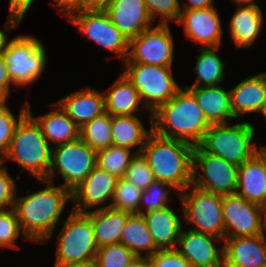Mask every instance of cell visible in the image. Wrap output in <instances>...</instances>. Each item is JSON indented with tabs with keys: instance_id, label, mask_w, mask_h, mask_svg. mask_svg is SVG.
<instances>
[{
	"instance_id": "obj_1",
	"label": "cell",
	"mask_w": 266,
	"mask_h": 267,
	"mask_svg": "<svg viewBox=\"0 0 266 267\" xmlns=\"http://www.w3.org/2000/svg\"><path fill=\"white\" fill-rule=\"evenodd\" d=\"M47 187L26 196H16L14 210L23 235L31 242L44 244L54 233L68 201H72L71 191L62 185H54L40 179Z\"/></svg>"
},
{
	"instance_id": "obj_2",
	"label": "cell",
	"mask_w": 266,
	"mask_h": 267,
	"mask_svg": "<svg viewBox=\"0 0 266 267\" xmlns=\"http://www.w3.org/2000/svg\"><path fill=\"white\" fill-rule=\"evenodd\" d=\"M183 88L152 113V130L160 136L198 146L211 124L193 93Z\"/></svg>"
},
{
	"instance_id": "obj_3",
	"label": "cell",
	"mask_w": 266,
	"mask_h": 267,
	"mask_svg": "<svg viewBox=\"0 0 266 267\" xmlns=\"http://www.w3.org/2000/svg\"><path fill=\"white\" fill-rule=\"evenodd\" d=\"M193 150L194 146L187 142L152 131L140 153L155 180L170 184L179 194L192 184Z\"/></svg>"
},
{
	"instance_id": "obj_4",
	"label": "cell",
	"mask_w": 266,
	"mask_h": 267,
	"mask_svg": "<svg viewBox=\"0 0 266 267\" xmlns=\"http://www.w3.org/2000/svg\"><path fill=\"white\" fill-rule=\"evenodd\" d=\"M29 106L28 101V112L17 124L8 152L1 161H14L37 179H46L51 166L52 147Z\"/></svg>"
},
{
	"instance_id": "obj_5",
	"label": "cell",
	"mask_w": 266,
	"mask_h": 267,
	"mask_svg": "<svg viewBox=\"0 0 266 267\" xmlns=\"http://www.w3.org/2000/svg\"><path fill=\"white\" fill-rule=\"evenodd\" d=\"M255 133V127L247 121L232 126L229 123L212 124L198 146L205 153L240 166L260 151L253 142Z\"/></svg>"
},
{
	"instance_id": "obj_6",
	"label": "cell",
	"mask_w": 266,
	"mask_h": 267,
	"mask_svg": "<svg viewBox=\"0 0 266 267\" xmlns=\"http://www.w3.org/2000/svg\"><path fill=\"white\" fill-rule=\"evenodd\" d=\"M56 241L54 267L85 265L94 262L98 247L91 218L71 209Z\"/></svg>"
},
{
	"instance_id": "obj_7",
	"label": "cell",
	"mask_w": 266,
	"mask_h": 267,
	"mask_svg": "<svg viewBox=\"0 0 266 267\" xmlns=\"http://www.w3.org/2000/svg\"><path fill=\"white\" fill-rule=\"evenodd\" d=\"M43 43L34 36L19 35L6 42L3 60L15 86H27L42 75L47 62Z\"/></svg>"
},
{
	"instance_id": "obj_8",
	"label": "cell",
	"mask_w": 266,
	"mask_h": 267,
	"mask_svg": "<svg viewBox=\"0 0 266 267\" xmlns=\"http://www.w3.org/2000/svg\"><path fill=\"white\" fill-rule=\"evenodd\" d=\"M123 74L138 90L143 108L153 113L181 88L173 78L172 67L125 63Z\"/></svg>"
},
{
	"instance_id": "obj_9",
	"label": "cell",
	"mask_w": 266,
	"mask_h": 267,
	"mask_svg": "<svg viewBox=\"0 0 266 267\" xmlns=\"http://www.w3.org/2000/svg\"><path fill=\"white\" fill-rule=\"evenodd\" d=\"M177 195L182 203L184 218L188 224L196 226L189 229L225 239L222 195L204 191L192 184Z\"/></svg>"
},
{
	"instance_id": "obj_10",
	"label": "cell",
	"mask_w": 266,
	"mask_h": 267,
	"mask_svg": "<svg viewBox=\"0 0 266 267\" xmlns=\"http://www.w3.org/2000/svg\"><path fill=\"white\" fill-rule=\"evenodd\" d=\"M97 166V152L80 137L76 140L52 147L51 166L46 180L53 182L60 174L63 187L74 190ZM57 172V173H56Z\"/></svg>"
},
{
	"instance_id": "obj_11",
	"label": "cell",
	"mask_w": 266,
	"mask_h": 267,
	"mask_svg": "<svg viewBox=\"0 0 266 267\" xmlns=\"http://www.w3.org/2000/svg\"><path fill=\"white\" fill-rule=\"evenodd\" d=\"M192 169V185L197 188L222 196L236 193L237 165L194 146ZM199 169L202 173H198Z\"/></svg>"
},
{
	"instance_id": "obj_12",
	"label": "cell",
	"mask_w": 266,
	"mask_h": 267,
	"mask_svg": "<svg viewBox=\"0 0 266 267\" xmlns=\"http://www.w3.org/2000/svg\"><path fill=\"white\" fill-rule=\"evenodd\" d=\"M67 19L79 28L81 34L117 54L124 62L129 54V40L111 22L105 10H79Z\"/></svg>"
},
{
	"instance_id": "obj_13",
	"label": "cell",
	"mask_w": 266,
	"mask_h": 267,
	"mask_svg": "<svg viewBox=\"0 0 266 267\" xmlns=\"http://www.w3.org/2000/svg\"><path fill=\"white\" fill-rule=\"evenodd\" d=\"M173 41L169 24H157L129 41V54L124 63L172 67Z\"/></svg>"
},
{
	"instance_id": "obj_14",
	"label": "cell",
	"mask_w": 266,
	"mask_h": 267,
	"mask_svg": "<svg viewBox=\"0 0 266 267\" xmlns=\"http://www.w3.org/2000/svg\"><path fill=\"white\" fill-rule=\"evenodd\" d=\"M225 238L254 236L263 233V207L237 193L223 195Z\"/></svg>"
},
{
	"instance_id": "obj_15",
	"label": "cell",
	"mask_w": 266,
	"mask_h": 267,
	"mask_svg": "<svg viewBox=\"0 0 266 267\" xmlns=\"http://www.w3.org/2000/svg\"><path fill=\"white\" fill-rule=\"evenodd\" d=\"M117 180L116 176L96 166L85 180L71 191L74 206L72 210L86 213L88 208H94V206H101V209L111 207ZM110 200L111 203L105 205Z\"/></svg>"
},
{
	"instance_id": "obj_16",
	"label": "cell",
	"mask_w": 266,
	"mask_h": 267,
	"mask_svg": "<svg viewBox=\"0 0 266 267\" xmlns=\"http://www.w3.org/2000/svg\"><path fill=\"white\" fill-rule=\"evenodd\" d=\"M221 240L223 241L216 236L189 228L187 231L182 229L175 249L194 267H223L224 248H216L215 245V242Z\"/></svg>"
},
{
	"instance_id": "obj_17",
	"label": "cell",
	"mask_w": 266,
	"mask_h": 267,
	"mask_svg": "<svg viewBox=\"0 0 266 267\" xmlns=\"http://www.w3.org/2000/svg\"><path fill=\"white\" fill-rule=\"evenodd\" d=\"M216 8L201 10H181L178 24H183L186 37L204 45L215 47L221 43L223 29L221 19Z\"/></svg>"
},
{
	"instance_id": "obj_18",
	"label": "cell",
	"mask_w": 266,
	"mask_h": 267,
	"mask_svg": "<svg viewBox=\"0 0 266 267\" xmlns=\"http://www.w3.org/2000/svg\"><path fill=\"white\" fill-rule=\"evenodd\" d=\"M223 242V267H266L264 233L225 238Z\"/></svg>"
},
{
	"instance_id": "obj_19",
	"label": "cell",
	"mask_w": 266,
	"mask_h": 267,
	"mask_svg": "<svg viewBox=\"0 0 266 267\" xmlns=\"http://www.w3.org/2000/svg\"><path fill=\"white\" fill-rule=\"evenodd\" d=\"M105 11L129 41L152 27L144 0H112Z\"/></svg>"
},
{
	"instance_id": "obj_20",
	"label": "cell",
	"mask_w": 266,
	"mask_h": 267,
	"mask_svg": "<svg viewBox=\"0 0 266 267\" xmlns=\"http://www.w3.org/2000/svg\"><path fill=\"white\" fill-rule=\"evenodd\" d=\"M235 119L248 113H262L266 102V72L250 75L229 89Z\"/></svg>"
},
{
	"instance_id": "obj_21",
	"label": "cell",
	"mask_w": 266,
	"mask_h": 267,
	"mask_svg": "<svg viewBox=\"0 0 266 267\" xmlns=\"http://www.w3.org/2000/svg\"><path fill=\"white\" fill-rule=\"evenodd\" d=\"M236 193L249 202L266 206V157L261 151L238 166Z\"/></svg>"
},
{
	"instance_id": "obj_22",
	"label": "cell",
	"mask_w": 266,
	"mask_h": 267,
	"mask_svg": "<svg viewBox=\"0 0 266 267\" xmlns=\"http://www.w3.org/2000/svg\"><path fill=\"white\" fill-rule=\"evenodd\" d=\"M56 103L79 128L105 112L103 92L90 86L72 92Z\"/></svg>"
},
{
	"instance_id": "obj_23",
	"label": "cell",
	"mask_w": 266,
	"mask_h": 267,
	"mask_svg": "<svg viewBox=\"0 0 266 267\" xmlns=\"http://www.w3.org/2000/svg\"><path fill=\"white\" fill-rule=\"evenodd\" d=\"M236 7L229 22L230 37L237 48L250 47L262 31V10L256 3L237 4Z\"/></svg>"
},
{
	"instance_id": "obj_24",
	"label": "cell",
	"mask_w": 266,
	"mask_h": 267,
	"mask_svg": "<svg viewBox=\"0 0 266 267\" xmlns=\"http://www.w3.org/2000/svg\"><path fill=\"white\" fill-rule=\"evenodd\" d=\"M194 95L207 121L212 124H228L235 119L231 110L230 91L222 86L186 87Z\"/></svg>"
},
{
	"instance_id": "obj_25",
	"label": "cell",
	"mask_w": 266,
	"mask_h": 267,
	"mask_svg": "<svg viewBox=\"0 0 266 267\" xmlns=\"http://www.w3.org/2000/svg\"><path fill=\"white\" fill-rule=\"evenodd\" d=\"M159 249H175L183 229L180 217L170 206L143 214Z\"/></svg>"
},
{
	"instance_id": "obj_26",
	"label": "cell",
	"mask_w": 266,
	"mask_h": 267,
	"mask_svg": "<svg viewBox=\"0 0 266 267\" xmlns=\"http://www.w3.org/2000/svg\"><path fill=\"white\" fill-rule=\"evenodd\" d=\"M86 214L91 218L97 247L120 243L121 234L130 213L108 208H97Z\"/></svg>"
},
{
	"instance_id": "obj_27",
	"label": "cell",
	"mask_w": 266,
	"mask_h": 267,
	"mask_svg": "<svg viewBox=\"0 0 266 267\" xmlns=\"http://www.w3.org/2000/svg\"><path fill=\"white\" fill-rule=\"evenodd\" d=\"M103 94L105 111L111 116L137 115L143 105L138 90L123 73Z\"/></svg>"
},
{
	"instance_id": "obj_28",
	"label": "cell",
	"mask_w": 266,
	"mask_h": 267,
	"mask_svg": "<svg viewBox=\"0 0 266 267\" xmlns=\"http://www.w3.org/2000/svg\"><path fill=\"white\" fill-rule=\"evenodd\" d=\"M150 129L146 130L138 115L111 116L112 144L132 149L138 146L140 153L152 130V113H149ZM140 145V146H139Z\"/></svg>"
},
{
	"instance_id": "obj_29",
	"label": "cell",
	"mask_w": 266,
	"mask_h": 267,
	"mask_svg": "<svg viewBox=\"0 0 266 267\" xmlns=\"http://www.w3.org/2000/svg\"><path fill=\"white\" fill-rule=\"evenodd\" d=\"M51 106L55 109L44 115L34 117L40 124L47 142L51 147H55L76 140L79 137V127L56 102L51 103ZM50 142L54 143L53 146Z\"/></svg>"
},
{
	"instance_id": "obj_30",
	"label": "cell",
	"mask_w": 266,
	"mask_h": 267,
	"mask_svg": "<svg viewBox=\"0 0 266 267\" xmlns=\"http://www.w3.org/2000/svg\"><path fill=\"white\" fill-rule=\"evenodd\" d=\"M120 243L124 244L138 257L148 258L159 250L149 232L146 220L141 214H131L128 217L121 234ZM141 251H145V255Z\"/></svg>"
},
{
	"instance_id": "obj_31",
	"label": "cell",
	"mask_w": 266,
	"mask_h": 267,
	"mask_svg": "<svg viewBox=\"0 0 266 267\" xmlns=\"http://www.w3.org/2000/svg\"><path fill=\"white\" fill-rule=\"evenodd\" d=\"M219 46L201 47L200 54L196 56V65L193 71L197 73V77L193 85H185L184 87H208L217 86L225 78V63L216 53Z\"/></svg>"
},
{
	"instance_id": "obj_32",
	"label": "cell",
	"mask_w": 266,
	"mask_h": 267,
	"mask_svg": "<svg viewBox=\"0 0 266 267\" xmlns=\"http://www.w3.org/2000/svg\"><path fill=\"white\" fill-rule=\"evenodd\" d=\"M79 137L96 152L112 145L111 115L106 111L79 128Z\"/></svg>"
},
{
	"instance_id": "obj_33",
	"label": "cell",
	"mask_w": 266,
	"mask_h": 267,
	"mask_svg": "<svg viewBox=\"0 0 266 267\" xmlns=\"http://www.w3.org/2000/svg\"><path fill=\"white\" fill-rule=\"evenodd\" d=\"M137 151L111 145L105 149L97 151V166L109 174L122 178L125 176L127 167Z\"/></svg>"
},
{
	"instance_id": "obj_34",
	"label": "cell",
	"mask_w": 266,
	"mask_h": 267,
	"mask_svg": "<svg viewBox=\"0 0 266 267\" xmlns=\"http://www.w3.org/2000/svg\"><path fill=\"white\" fill-rule=\"evenodd\" d=\"M142 190L124 177L118 178L111 207L130 214H139Z\"/></svg>"
},
{
	"instance_id": "obj_35",
	"label": "cell",
	"mask_w": 266,
	"mask_h": 267,
	"mask_svg": "<svg viewBox=\"0 0 266 267\" xmlns=\"http://www.w3.org/2000/svg\"><path fill=\"white\" fill-rule=\"evenodd\" d=\"M171 189L175 190V188L168 183L154 180L150 186L145 190H142L139 214L143 215L170 206L169 199L171 197H169V193L171 192Z\"/></svg>"
},
{
	"instance_id": "obj_36",
	"label": "cell",
	"mask_w": 266,
	"mask_h": 267,
	"mask_svg": "<svg viewBox=\"0 0 266 267\" xmlns=\"http://www.w3.org/2000/svg\"><path fill=\"white\" fill-rule=\"evenodd\" d=\"M18 119L12 114L6 100H0V160L6 155L20 119L28 112V101L21 107Z\"/></svg>"
},
{
	"instance_id": "obj_37",
	"label": "cell",
	"mask_w": 266,
	"mask_h": 267,
	"mask_svg": "<svg viewBox=\"0 0 266 267\" xmlns=\"http://www.w3.org/2000/svg\"><path fill=\"white\" fill-rule=\"evenodd\" d=\"M135 257L134 253L122 243L99 247L95 256L96 267H125Z\"/></svg>"
},
{
	"instance_id": "obj_38",
	"label": "cell",
	"mask_w": 266,
	"mask_h": 267,
	"mask_svg": "<svg viewBox=\"0 0 266 267\" xmlns=\"http://www.w3.org/2000/svg\"><path fill=\"white\" fill-rule=\"evenodd\" d=\"M20 234L28 240L20 229L14 208L0 210V246L19 249L16 240Z\"/></svg>"
},
{
	"instance_id": "obj_39",
	"label": "cell",
	"mask_w": 266,
	"mask_h": 267,
	"mask_svg": "<svg viewBox=\"0 0 266 267\" xmlns=\"http://www.w3.org/2000/svg\"><path fill=\"white\" fill-rule=\"evenodd\" d=\"M124 178L140 190H145L155 180L150 166L141 153H137L132 158Z\"/></svg>"
},
{
	"instance_id": "obj_40",
	"label": "cell",
	"mask_w": 266,
	"mask_h": 267,
	"mask_svg": "<svg viewBox=\"0 0 266 267\" xmlns=\"http://www.w3.org/2000/svg\"><path fill=\"white\" fill-rule=\"evenodd\" d=\"M144 3L152 21L159 15L161 18L158 24L168 25L172 20L177 23L181 13L179 0H144Z\"/></svg>"
},
{
	"instance_id": "obj_41",
	"label": "cell",
	"mask_w": 266,
	"mask_h": 267,
	"mask_svg": "<svg viewBox=\"0 0 266 267\" xmlns=\"http://www.w3.org/2000/svg\"><path fill=\"white\" fill-rule=\"evenodd\" d=\"M148 261L149 267H194L176 249H159Z\"/></svg>"
},
{
	"instance_id": "obj_42",
	"label": "cell",
	"mask_w": 266,
	"mask_h": 267,
	"mask_svg": "<svg viewBox=\"0 0 266 267\" xmlns=\"http://www.w3.org/2000/svg\"><path fill=\"white\" fill-rule=\"evenodd\" d=\"M4 163L0 161V210H7L14 207L17 194V186Z\"/></svg>"
},
{
	"instance_id": "obj_43",
	"label": "cell",
	"mask_w": 266,
	"mask_h": 267,
	"mask_svg": "<svg viewBox=\"0 0 266 267\" xmlns=\"http://www.w3.org/2000/svg\"><path fill=\"white\" fill-rule=\"evenodd\" d=\"M33 2L34 0H9V15L4 24L5 30L10 32L13 28L19 26Z\"/></svg>"
},
{
	"instance_id": "obj_44",
	"label": "cell",
	"mask_w": 266,
	"mask_h": 267,
	"mask_svg": "<svg viewBox=\"0 0 266 267\" xmlns=\"http://www.w3.org/2000/svg\"><path fill=\"white\" fill-rule=\"evenodd\" d=\"M13 84L3 60V52L0 53V100H6L10 96V85Z\"/></svg>"
},
{
	"instance_id": "obj_45",
	"label": "cell",
	"mask_w": 266,
	"mask_h": 267,
	"mask_svg": "<svg viewBox=\"0 0 266 267\" xmlns=\"http://www.w3.org/2000/svg\"><path fill=\"white\" fill-rule=\"evenodd\" d=\"M59 12L66 18L73 12L80 10V0H53Z\"/></svg>"
},
{
	"instance_id": "obj_46",
	"label": "cell",
	"mask_w": 266,
	"mask_h": 267,
	"mask_svg": "<svg viewBox=\"0 0 266 267\" xmlns=\"http://www.w3.org/2000/svg\"><path fill=\"white\" fill-rule=\"evenodd\" d=\"M112 0H80V10H105Z\"/></svg>"
},
{
	"instance_id": "obj_47",
	"label": "cell",
	"mask_w": 266,
	"mask_h": 267,
	"mask_svg": "<svg viewBox=\"0 0 266 267\" xmlns=\"http://www.w3.org/2000/svg\"><path fill=\"white\" fill-rule=\"evenodd\" d=\"M189 3L184 2L181 10H201L214 7V0H188Z\"/></svg>"
},
{
	"instance_id": "obj_48",
	"label": "cell",
	"mask_w": 266,
	"mask_h": 267,
	"mask_svg": "<svg viewBox=\"0 0 266 267\" xmlns=\"http://www.w3.org/2000/svg\"><path fill=\"white\" fill-rule=\"evenodd\" d=\"M125 267H149V261L147 257L135 256L132 261Z\"/></svg>"
},
{
	"instance_id": "obj_49",
	"label": "cell",
	"mask_w": 266,
	"mask_h": 267,
	"mask_svg": "<svg viewBox=\"0 0 266 267\" xmlns=\"http://www.w3.org/2000/svg\"><path fill=\"white\" fill-rule=\"evenodd\" d=\"M7 34V35H6ZM4 34L0 29V53L5 49L6 42L8 41V33Z\"/></svg>"
},
{
	"instance_id": "obj_50",
	"label": "cell",
	"mask_w": 266,
	"mask_h": 267,
	"mask_svg": "<svg viewBox=\"0 0 266 267\" xmlns=\"http://www.w3.org/2000/svg\"><path fill=\"white\" fill-rule=\"evenodd\" d=\"M266 232V206L263 207V233Z\"/></svg>"
},
{
	"instance_id": "obj_51",
	"label": "cell",
	"mask_w": 266,
	"mask_h": 267,
	"mask_svg": "<svg viewBox=\"0 0 266 267\" xmlns=\"http://www.w3.org/2000/svg\"><path fill=\"white\" fill-rule=\"evenodd\" d=\"M65 267H96L95 263H89V264H85V265H70V266H65Z\"/></svg>"
},
{
	"instance_id": "obj_52",
	"label": "cell",
	"mask_w": 266,
	"mask_h": 267,
	"mask_svg": "<svg viewBox=\"0 0 266 267\" xmlns=\"http://www.w3.org/2000/svg\"><path fill=\"white\" fill-rule=\"evenodd\" d=\"M235 1L236 4H250V3H255L253 1L255 0H233Z\"/></svg>"
},
{
	"instance_id": "obj_53",
	"label": "cell",
	"mask_w": 266,
	"mask_h": 267,
	"mask_svg": "<svg viewBox=\"0 0 266 267\" xmlns=\"http://www.w3.org/2000/svg\"><path fill=\"white\" fill-rule=\"evenodd\" d=\"M260 151L263 153V155L266 157V146H259Z\"/></svg>"
},
{
	"instance_id": "obj_54",
	"label": "cell",
	"mask_w": 266,
	"mask_h": 267,
	"mask_svg": "<svg viewBox=\"0 0 266 267\" xmlns=\"http://www.w3.org/2000/svg\"><path fill=\"white\" fill-rule=\"evenodd\" d=\"M262 115L266 119V102H265V105H264V109L262 111Z\"/></svg>"
}]
</instances>
